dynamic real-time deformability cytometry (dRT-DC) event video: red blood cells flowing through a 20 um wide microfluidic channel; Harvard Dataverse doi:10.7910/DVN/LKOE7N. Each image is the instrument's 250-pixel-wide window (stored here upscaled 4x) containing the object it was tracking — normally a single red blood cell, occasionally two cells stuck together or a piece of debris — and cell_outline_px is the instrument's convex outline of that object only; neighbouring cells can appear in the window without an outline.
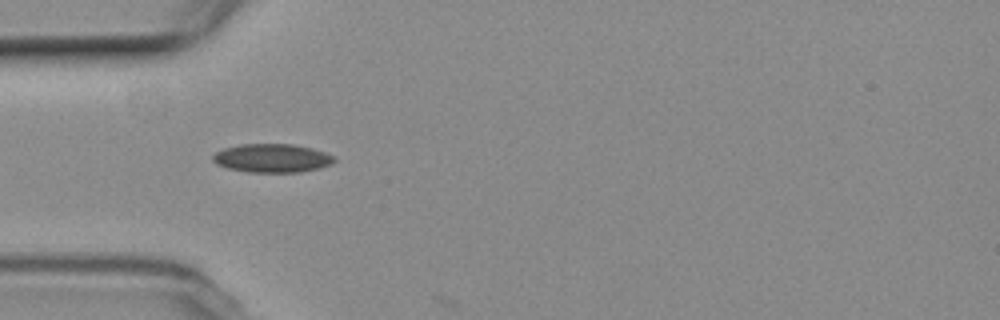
{"species": "common noctule bat (a hibernating species)", "species_latin": "Nyctalus noctula", "temperature_condition": "room temperature", "stored_images_in_passage": 2, "camera_frame_rate_fps": 3000, "um_per_image_px": 0.085, "animal": {"sex": "female", "body_mass_g": 19.3, "forearm_length_mm": 54.1}, "frame": {"image": 1, "passage_image": 1, "time_ms": 0.0, "image_size_px": [1000, 320], "cell_outline_px": [[336, 160], [332, 164], [320, 168], [300, 172], [248, 172], [228, 168], [216, 164], [212, 160], [212, 156], [216, 152], [224, 148], [240, 144], [292, 144], [312, 148], [336, 156]], "centroid_in_image_um": [23.15, 13.44], "position_along_channel_um": 61.9, "area_um2": 20.35}}